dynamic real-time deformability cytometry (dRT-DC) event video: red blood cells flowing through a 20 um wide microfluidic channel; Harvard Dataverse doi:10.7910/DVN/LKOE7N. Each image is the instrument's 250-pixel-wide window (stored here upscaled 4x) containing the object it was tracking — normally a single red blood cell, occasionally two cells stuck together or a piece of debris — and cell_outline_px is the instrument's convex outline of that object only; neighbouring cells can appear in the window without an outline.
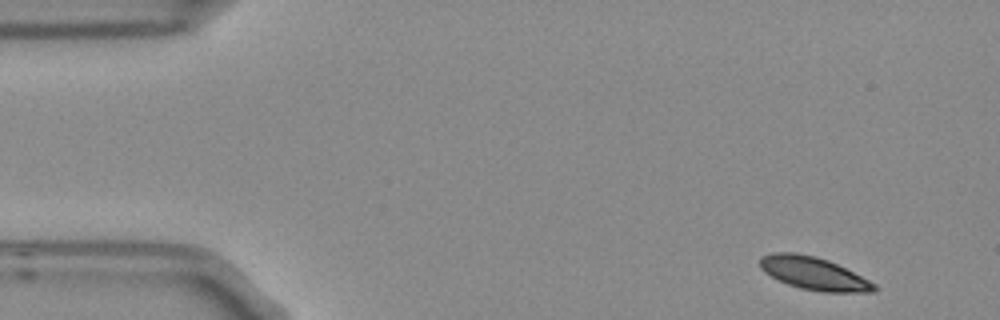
{"species": "Egyptian fruit bat (a non-hibernating species)", "species_latin": "Rousettus aegyptiacus", "temperature_condition": "room temperature", "stored_images_in_passage": 4, "camera_frame_rate_fps": 3000, "um_per_image_px": 0.085, "frame": {"image": 1, "passage_image": 1, "time_ms": 0.0, "image_size_px": [1000, 320], "cell_outline_px": [[880, 288], [876, 292], [820, 292], [800, 288], [788, 284], [764, 272], [760, 268], [760, 256], [772, 252], [796, 252], [816, 256], [828, 260], [876, 284]], "centroid_in_image_um": [69.16, 23.24], "position_along_channel_um": 15.8, "area_um2": 21.85}}
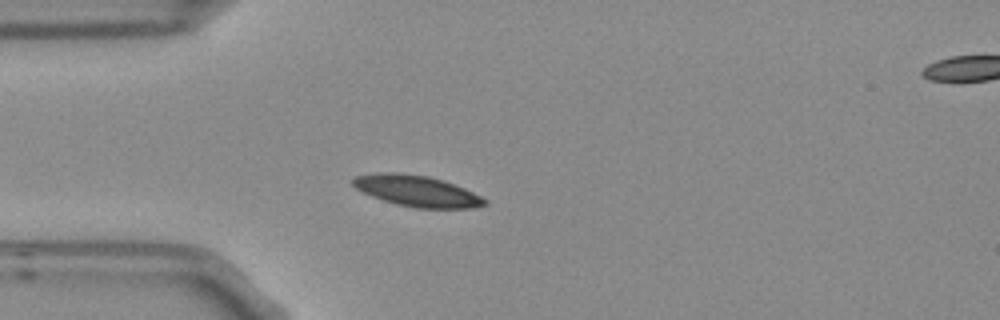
{"frame": {"image": 2, "passage_image": 4, "time_ms": 1.0, "image_size_px": [1000, 320], "cell_outline_px": [[488, 204], [472, 208], [416, 208], [396, 204], [372, 196], [356, 188], [352, 184], [352, 180], [356, 176], [380, 172], [396, 172], [428, 176], [464, 188], [488, 200]], "centroid_in_image_um": [35.44, 16.24], "position_along_channel_um": 49.6, "area_um2": 23.58}}